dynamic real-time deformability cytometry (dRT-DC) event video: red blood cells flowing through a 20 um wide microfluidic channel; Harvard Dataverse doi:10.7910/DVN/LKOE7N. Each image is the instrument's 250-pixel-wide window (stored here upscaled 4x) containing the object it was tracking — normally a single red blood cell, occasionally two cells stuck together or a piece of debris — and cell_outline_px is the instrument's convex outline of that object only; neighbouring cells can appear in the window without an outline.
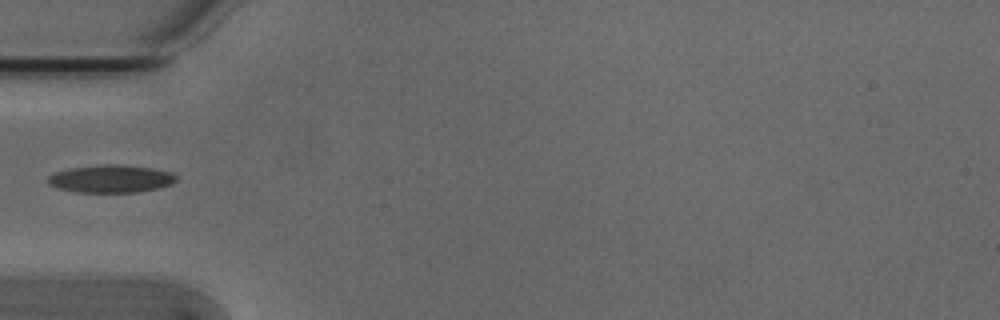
{"species": "Egyptian fruit bat (a non-hibernating species)", "species_latin": "Rousettus aegyptiacus", "temperature_condition": "cold", "stored_images_in_passage": 23, "camera_frame_rate_fps": 3000, "um_per_image_px": 0.085, "animal": {"sex": "male"}, "frame": {"image": 1, "passage_image": 1, "time_ms": 0.0, "image_size_px": [1000, 320], "cell_outline_px": [[176, 180], [172, 184], [156, 188], [136, 192], [76, 192], [56, 188], [48, 184], [48, 176], [52, 172], [68, 168], [100, 164], [120, 164], [152, 168], [172, 172], [176, 176]], "centroid_in_image_um": [9.37, 15.18], "position_along_channel_um": 75.6, "area_um2": 20.92}}
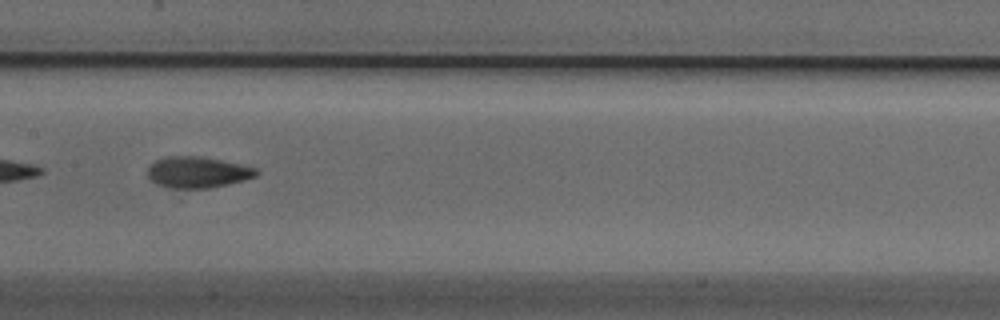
{"frame": {"image": 2, "passage_image": 10, "time_ms": 3.0, "image_size_px": [1000, 320], "cell_outline_px": [[260, 172], [256, 176], [244, 180], [228, 184], [208, 188], [164, 188], [156, 184], [148, 176], [148, 168], [156, 160], [168, 156], [200, 156], [220, 160], [256, 168]], "centroid_in_image_um": [16.78, 14.65], "position_along_channel_um": 190.6, "area_um2": 19.65}}